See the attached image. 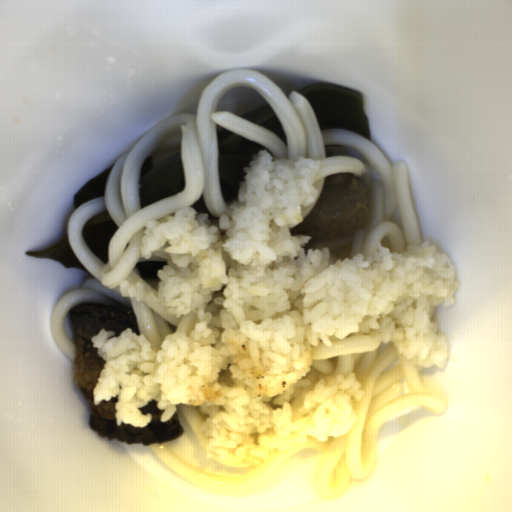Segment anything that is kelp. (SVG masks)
Segmentation results:
<instances>
[{"instance_id": "7", "label": "kelp", "mask_w": 512, "mask_h": 512, "mask_svg": "<svg viewBox=\"0 0 512 512\" xmlns=\"http://www.w3.org/2000/svg\"><path fill=\"white\" fill-rule=\"evenodd\" d=\"M115 164V163H114ZM113 165L103 170L92 179L84 183L73 195L72 201L75 209L83 203L98 197H104V189Z\"/></svg>"}, {"instance_id": "5", "label": "kelp", "mask_w": 512, "mask_h": 512, "mask_svg": "<svg viewBox=\"0 0 512 512\" xmlns=\"http://www.w3.org/2000/svg\"><path fill=\"white\" fill-rule=\"evenodd\" d=\"M24 254L29 255L31 257L57 260L63 265L64 268H67L69 270H81L94 277L93 274L84 267V265L80 262V260L74 253L68 241L67 234L63 236L60 242H58L56 245L49 249L38 252L25 251Z\"/></svg>"}, {"instance_id": "3", "label": "kelp", "mask_w": 512, "mask_h": 512, "mask_svg": "<svg viewBox=\"0 0 512 512\" xmlns=\"http://www.w3.org/2000/svg\"><path fill=\"white\" fill-rule=\"evenodd\" d=\"M185 184L182 151L154 167L152 156L145 159L138 180L141 209L177 195L184 189Z\"/></svg>"}, {"instance_id": "1", "label": "kelp", "mask_w": 512, "mask_h": 512, "mask_svg": "<svg viewBox=\"0 0 512 512\" xmlns=\"http://www.w3.org/2000/svg\"><path fill=\"white\" fill-rule=\"evenodd\" d=\"M309 102L320 130L344 129L371 141L369 118L361 93L334 83H317L297 90Z\"/></svg>"}, {"instance_id": "4", "label": "kelp", "mask_w": 512, "mask_h": 512, "mask_svg": "<svg viewBox=\"0 0 512 512\" xmlns=\"http://www.w3.org/2000/svg\"><path fill=\"white\" fill-rule=\"evenodd\" d=\"M118 229V224L112 219L95 225H89L82 230L84 242L93 255L105 265L109 257V241Z\"/></svg>"}, {"instance_id": "6", "label": "kelp", "mask_w": 512, "mask_h": 512, "mask_svg": "<svg viewBox=\"0 0 512 512\" xmlns=\"http://www.w3.org/2000/svg\"><path fill=\"white\" fill-rule=\"evenodd\" d=\"M242 118H245L251 122H254L260 126H263L276 135H278L282 141L288 146V140L284 127L274 109L267 102L258 107H255L249 111L239 114Z\"/></svg>"}, {"instance_id": "8", "label": "kelp", "mask_w": 512, "mask_h": 512, "mask_svg": "<svg viewBox=\"0 0 512 512\" xmlns=\"http://www.w3.org/2000/svg\"><path fill=\"white\" fill-rule=\"evenodd\" d=\"M166 264L167 262H137L134 266L137 267L141 280H149L159 279L160 275L158 271Z\"/></svg>"}, {"instance_id": "2", "label": "kelp", "mask_w": 512, "mask_h": 512, "mask_svg": "<svg viewBox=\"0 0 512 512\" xmlns=\"http://www.w3.org/2000/svg\"><path fill=\"white\" fill-rule=\"evenodd\" d=\"M217 140L220 185L226 202L238 197L247 167L261 150L268 151L272 161L274 155L264 144L224 128L217 130Z\"/></svg>"}, {"instance_id": "9", "label": "kelp", "mask_w": 512, "mask_h": 512, "mask_svg": "<svg viewBox=\"0 0 512 512\" xmlns=\"http://www.w3.org/2000/svg\"><path fill=\"white\" fill-rule=\"evenodd\" d=\"M189 209H194L195 212L198 213H206L208 217L210 218L211 222L219 223L220 218H216L211 214L208 207L205 204L203 193L200 195V197L191 204Z\"/></svg>"}]
</instances>
